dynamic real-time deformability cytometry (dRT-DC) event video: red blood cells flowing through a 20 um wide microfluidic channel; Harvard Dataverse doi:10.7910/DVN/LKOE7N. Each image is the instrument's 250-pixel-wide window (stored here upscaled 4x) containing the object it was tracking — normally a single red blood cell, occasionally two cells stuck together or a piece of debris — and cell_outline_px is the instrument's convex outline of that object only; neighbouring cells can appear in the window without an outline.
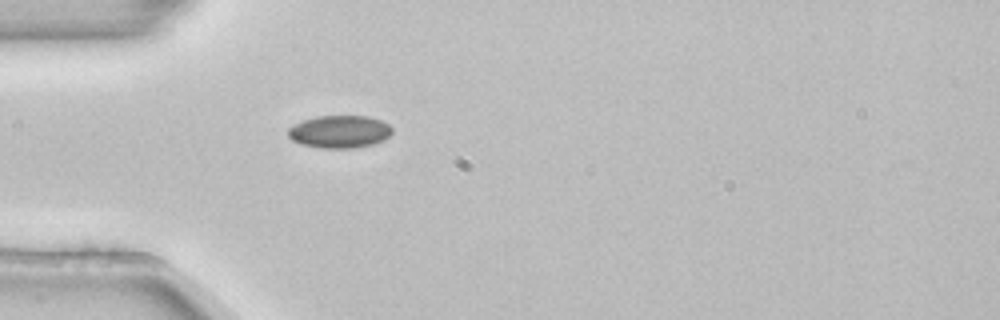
{"species": "common noctule bat (a hibernating species)", "species_latin": "Nyctalus noctula", "temperature_condition": "room temperature", "stored_images_in_passage": 1, "camera_frame_rate_fps": 3000, "um_per_image_px": 0.085, "animal": {"sex": "female", "body_mass_g": 22.7, "forearm_length_mm": 54.2}, "frame": {"image": 1, "passage_image": 1, "time_ms": 0.0, "image_size_px": [1000, 320], "cell_outline_px": [[392, 132], [384, 140], [372, 144], [352, 148], [320, 148], [300, 144], [292, 140], [288, 136], [288, 128], [292, 124], [316, 116], [368, 116], [380, 120], [388, 124], [392, 128]], "centroid_in_image_um": [28.83, 11.19], "position_along_channel_um": 56.2, "area_um2": 19.83}}